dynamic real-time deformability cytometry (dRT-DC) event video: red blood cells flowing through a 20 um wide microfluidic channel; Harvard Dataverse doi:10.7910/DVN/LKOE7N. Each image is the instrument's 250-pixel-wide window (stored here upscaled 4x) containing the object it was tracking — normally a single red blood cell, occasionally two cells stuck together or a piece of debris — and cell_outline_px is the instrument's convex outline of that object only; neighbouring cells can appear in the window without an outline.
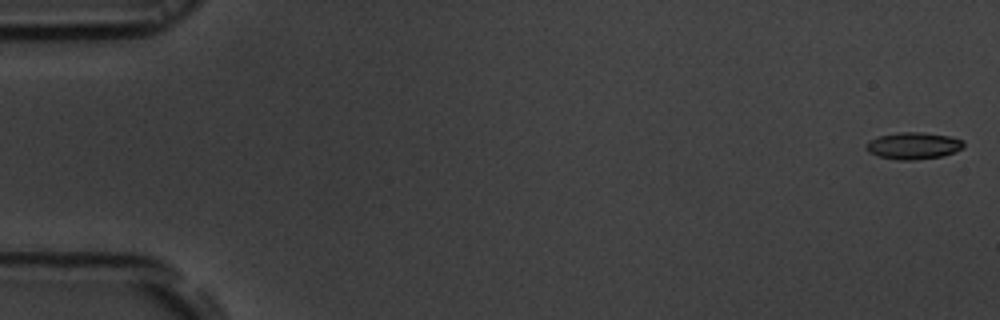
{"species": "common noctule bat (a hibernating species)", "species_latin": "Nyctalus noctula", "temperature_condition": "room temperature", "stored_images_in_passage": 55, "camera_frame_rate_fps": 3000, "um_per_image_px": 0.085, "animal": {"sex": "male", "body_mass_g": 19.5, "forearm_length_mm": 54.6}, "frame": {"image": 1, "passage_image": 1, "time_ms": 0.0, "image_size_px": [1000, 320], "cell_outline_px": [[964, 148], [940, 156], [912, 160], [900, 160], [880, 156], [868, 152], [864, 148], [864, 144], [868, 140], [880, 136], [900, 132], [920, 132], [948, 136], [964, 140]], "centroid_in_image_um": [77.6, 12.38], "position_along_channel_um": 7.4, "area_um2": 15.14}}
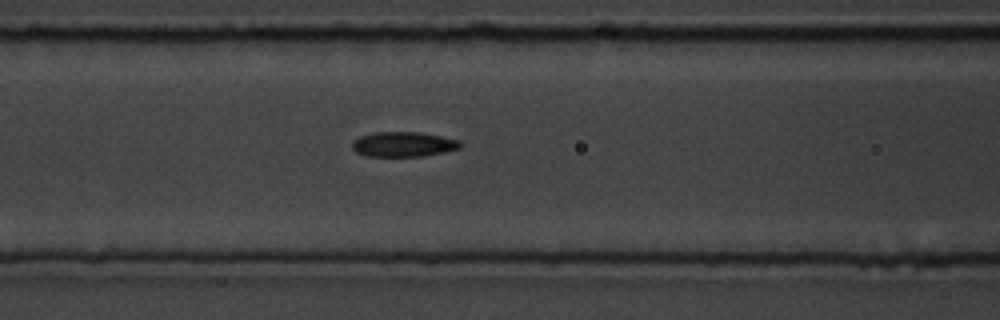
{"frame": {"image": 2, "passage_image": 23, "time_ms": 7.333, "image_size_px": [1000, 320], "cell_outline_px": [[460, 148], [444, 152], [424, 156], [368, 156], [356, 152], [352, 148], [352, 140], [360, 136], [372, 132], [420, 132], [460, 140]], "centroid_in_image_um": [34.26, 12.26], "position_along_channel_um": 132.3, "area_um2": 15.72}}
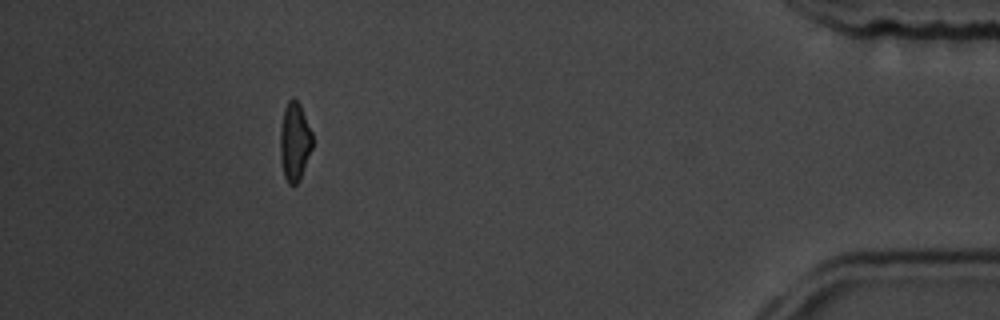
{"frame": {"image": 3, "passage_image": 50, "time_ms": 16.333, "image_size_px": [1000, 320], "cell_outline_px": [[312, 148], [300, 180], [296, 184], [288, 184], [284, 176], [280, 160], [280, 128], [284, 108], [288, 100], [292, 96], [300, 104], [312, 132]], "centroid_in_image_um": [25.03, 12.03], "position_along_channel_um": 410.2, "area_um2": 14.91}, "authors_computed_cell_mechanics": {"area_um2": 15.606, "velocity_mm_per_s": 3.7219, "shape_relaxation_time_tau1_ms": 4.408, "shape_relaxation_time_tau2_ms": 3.931, "deformation_change_tau1": 0.1463, "deformation_change_tau2": 0.1007}}